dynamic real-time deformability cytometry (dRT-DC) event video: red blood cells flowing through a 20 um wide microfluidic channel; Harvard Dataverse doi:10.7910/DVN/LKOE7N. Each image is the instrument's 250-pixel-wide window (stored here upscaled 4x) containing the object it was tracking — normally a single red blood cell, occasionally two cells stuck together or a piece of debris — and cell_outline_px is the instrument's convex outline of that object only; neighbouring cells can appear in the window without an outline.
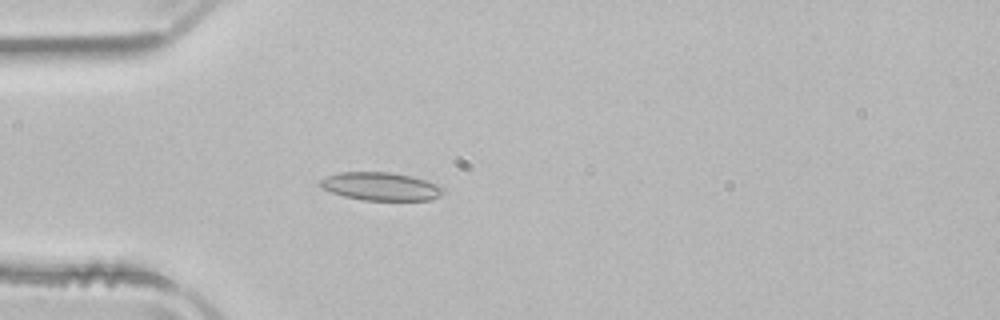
{"species": "common noctule bat (a hibernating species)", "species_latin": "Nyctalus noctula", "temperature_condition": "room temperature", "stored_images_in_passage": 52, "camera_frame_rate_fps": 3000, "um_per_image_px": 0.085, "animal": {"sex": "male", "body_mass_g": 21.5, "forearm_length_mm": 52.0}, "frame": {"image": 1, "passage_image": 15, "time_ms": 4.667, "image_size_px": [1000, 320], "cell_outline_px": [[444, 192], [440, 196], [428, 200], [364, 200], [344, 196], [320, 188], [316, 184], [320, 180], [328, 176], [340, 172], [388, 172], [412, 176], [440, 184], [444, 188]], "centroid_in_image_um": [32.37, 15.84], "position_along_channel_um": 52.6, "area_um2": 20.29}}
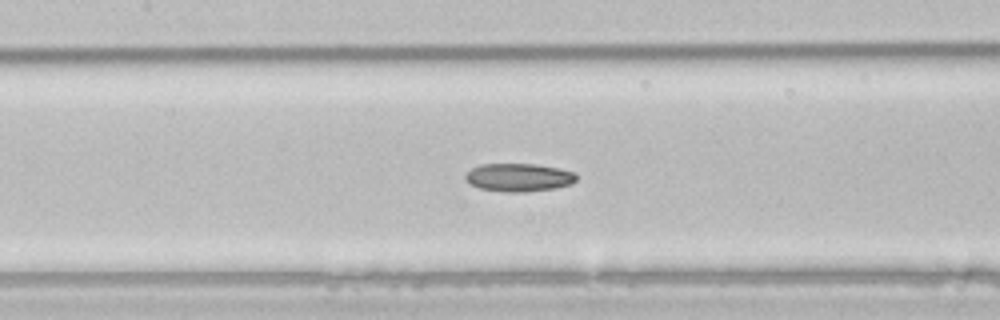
{"frame": {"image": 2, "passage_image": 24, "time_ms": 7.667, "image_size_px": [1000, 320], "cell_outline_px": [[576, 180], [572, 184], [556, 188], [524, 192], [504, 192], [480, 188], [468, 184], [464, 176], [472, 168], [480, 164], [536, 164], [560, 168], [576, 172]], "centroid_in_image_um": [44.11, 15.08], "position_along_channel_um": 163.3, "area_um2": 18.38}}
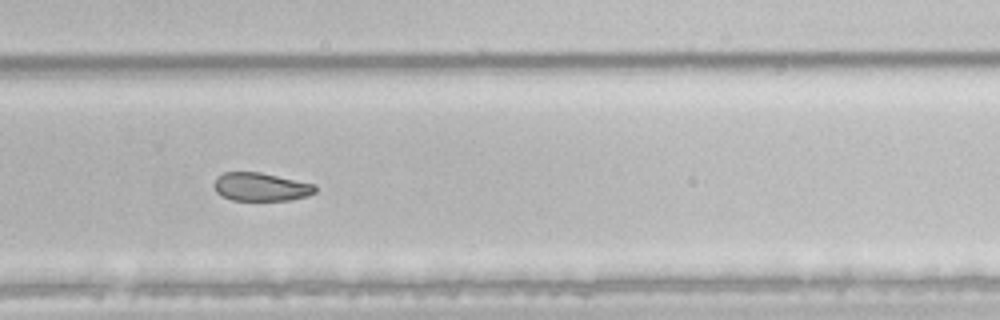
{"frame": {"image": 3, "passage_image": 35, "time_ms": 11.333, "image_size_px": [1000, 320], "cell_outline_px": [[316, 192], [308, 196], [288, 200], [232, 200], [216, 192], [212, 184], [216, 176], [224, 172], [260, 172], [316, 184]], "centroid_in_image_um": [22.16, 15.87], "position_along_channel_um": 307.6, "area_um2": 16.82}, "authors_computed_cell_mechanics": {"area_um2": 19.9699, "velocity_mm_per_s": 3.9586, "shape_relaxation_time_tau1_ms": null, "shape_relaxation_time_tau2_ms": 5.6246, "deformation_change_tau1": null, "deformation_change_tau2": 0.1047}}